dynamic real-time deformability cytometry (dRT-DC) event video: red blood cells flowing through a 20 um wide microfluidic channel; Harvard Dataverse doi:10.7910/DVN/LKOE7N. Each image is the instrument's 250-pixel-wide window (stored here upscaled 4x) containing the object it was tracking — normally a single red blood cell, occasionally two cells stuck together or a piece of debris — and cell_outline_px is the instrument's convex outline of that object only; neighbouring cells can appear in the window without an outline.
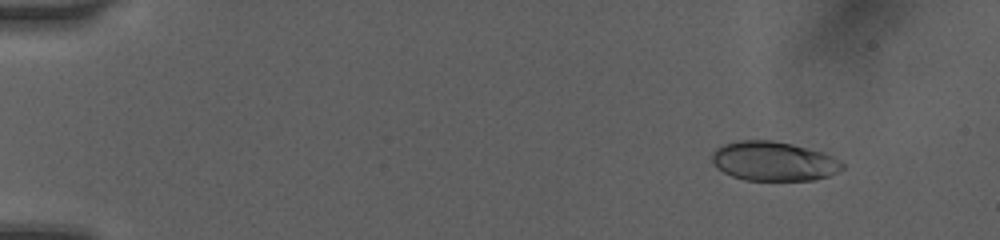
{"species": "human", "species_latin": "Homo sapiens", "temperature_condition": "room temperature", "stored_images_in_passage": 78, "camera_frame_rate_fps": 3000, "um_per_image_px": 0.085, "donor": {"sex": "female"}, "frame": {"image": 1, "passage_image": 11, "time_ms": 1.667, "image_size_px": [1000, 240], "cell_outline_px": [[844, 168], [828, 176], [816, 180], [744, 180], [732, 176], [716, 168], [712, 160], [712, 152], [716, 148], [724, 144], [740, 140], [772, 140], [792, 144], [824, 152], [832, 156], [844, 164]], "centroid_in_image_um": [65.75, 13.7], "position_along_channel_um": 19.2, "area_um2": 29.94}}
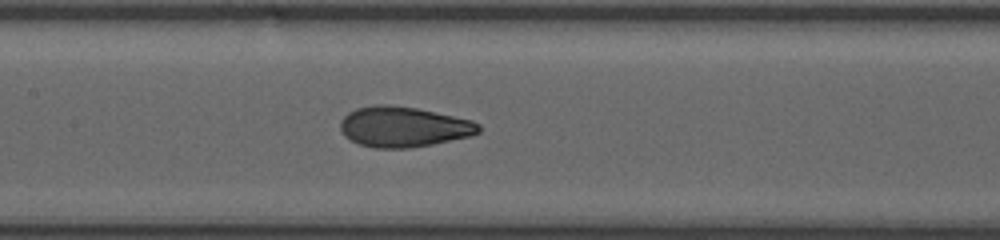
{"frame": {"image": 2, "passage_image": 50, "time_ms": 8.333, "image_size_px": [1000, 240], "cell_outline_px": [[480, 132], [472, 136], [432, 144], [408, 148], [376, 148], [360, 144], [344, 136], [340, 132], [340, 120], [348, 112], [356, 108], [372, 104], [392, 104], [416, 108], [472, 120], [480, 124]], "centroid_in_image_um": [34.28, 10.77], "position_along_channel_um": 173.1, "area_um2": 32.77}}
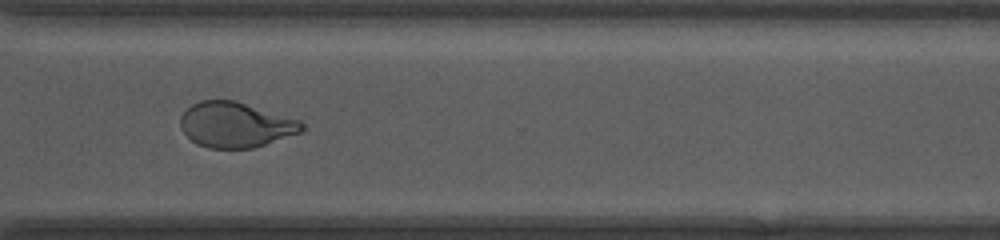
{"frame": {"image": 3, "passage_image": 77, "time_ms": 12.667, "image_size_px": [1000, 240], "cell_outline_px": [[304, 128], [300, 132], [252, 148], [208, 148], [196, 144], [180, 128], [180, 116], [192, 104], [200, 100], [236, 100], [300, 120], [304, 124]], "centroid_in_image_um": [20.0, 10.59], "position_along_channel_um": 350.6, "area_um2": 31.91}}